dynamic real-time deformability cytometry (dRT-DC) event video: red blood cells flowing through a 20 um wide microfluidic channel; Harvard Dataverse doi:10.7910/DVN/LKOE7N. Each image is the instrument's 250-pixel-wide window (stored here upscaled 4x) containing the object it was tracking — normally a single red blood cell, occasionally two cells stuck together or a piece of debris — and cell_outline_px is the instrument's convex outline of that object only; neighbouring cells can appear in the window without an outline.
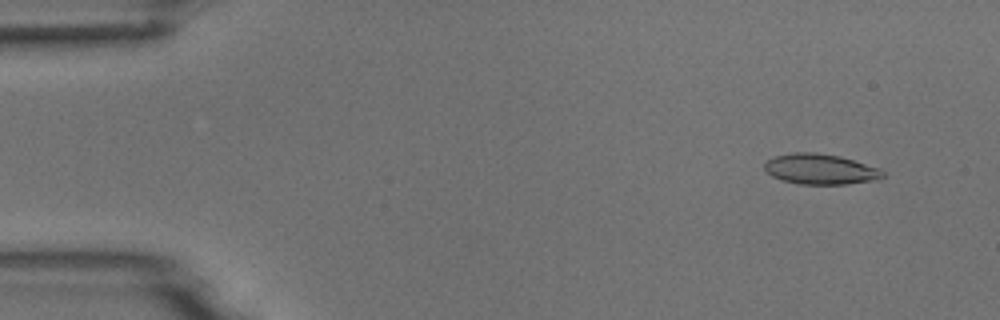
{"species": "common noctule bat (a hibernating species)", "species_latin": "Nyctalus noctula", "temperature_condition": "room temperature", "stored_images_in_passage": 5, "camera_frame_rate_fps": 3000, "um_per_image_px": 0.085, "animal": {"sex": "male", "body_mass_g": 18.8}, "frame": {"image": 1, "passage_image": 2, "time_ms": 1.0, "image_size_px": [1000, 320], "cell_outline_px": [[884, 176], [876, 180], [848, 184], [800, 184], [780, 180], [772, 176], [764, 168], [764, 164], [772, 156], [792, 152], [816, 152], [840, 156], [880, 168], [884, 172]], "centroid_in_image_um": [69.72, 14.37], "position_along_channel_um": 15.3, "area_um2": 21.15}}
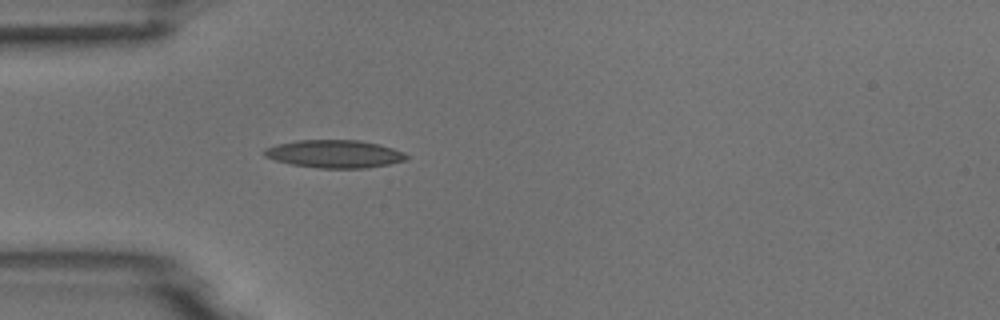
{"frame": {"image": 2, "passage_image": 5, "time_ms": 4.667, "image_size_px": [1000, 320], "cell_outline_px": [[408, 160], [368, 168], [320, 168], [292, 164], [276, 160], [264, 156], [264, 148], [296, 140], [356, 140], [380, 144], [404, 152], [408, 156]], "centroid_in_image_um": [28.47, 13.08], "position_along_channel_um": 56.5, "area_um2": 22.95}}